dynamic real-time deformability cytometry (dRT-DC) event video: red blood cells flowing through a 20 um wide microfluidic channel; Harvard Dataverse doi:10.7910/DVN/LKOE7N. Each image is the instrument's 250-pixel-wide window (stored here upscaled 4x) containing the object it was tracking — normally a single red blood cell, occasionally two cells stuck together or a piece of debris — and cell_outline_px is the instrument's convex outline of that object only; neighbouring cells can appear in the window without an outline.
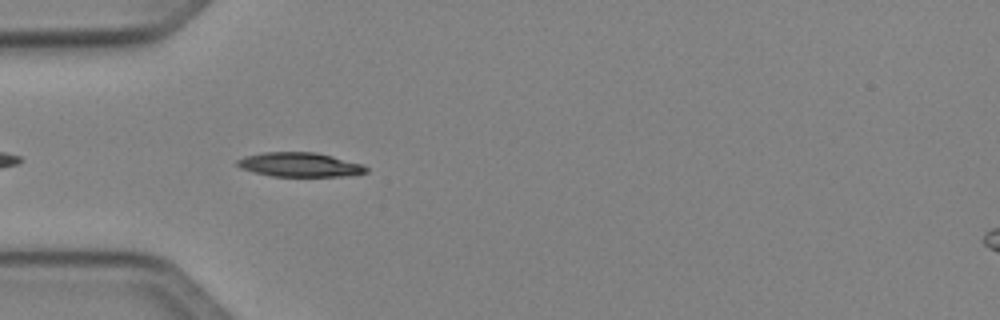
{"species": "Egyptian fruit bat (a non-hibernating species)", "species_latin": "Rousettus aegyptiacus", "temperature_condition": "cold", "stored_images_in_passage": 6, "segment_of_instrument_passage": [2, 2], "camera_frame_rate_fps": 3000, "um_per_image_px": 0.085, "animal": {"sex": "female"}, "frame": {"image": 1, "passage_image": 4, "time_ms": 3.333, "image_size_px": [1000, 320], "cell_outline_px": [[368, 172], [352, 176], [272, 176], [240, 168], [236, 164], [236, 160], [244, 156], [264, 152], [316, 152], [332, 156], [360, 164], [368, 168]], "centroid_in_image_um": [25.47, 14.0], "position_along_channel_um": 59.5, "area_um2": 18.15}}
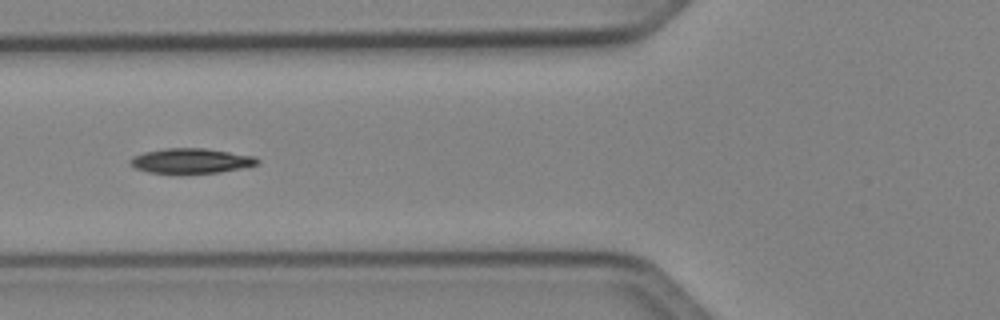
{"frame": {"image": 2, "passage_image": 5, "time_ms": 4.667, "image_size_px": [1000, 320], "cell_outline_px": [[260, 164], [248, 168], [220, 172], [180, 176], [148, 172], [136, 168], [128, 164], [128, 160], [132, 156], [144, 152], [168, 148], [204, 148], [252, 156], [260, 160]], "centroid_in_image_um": [16.22, 13.72], "position_along_channel_um": 109.6, "area_um2": 19.36}}
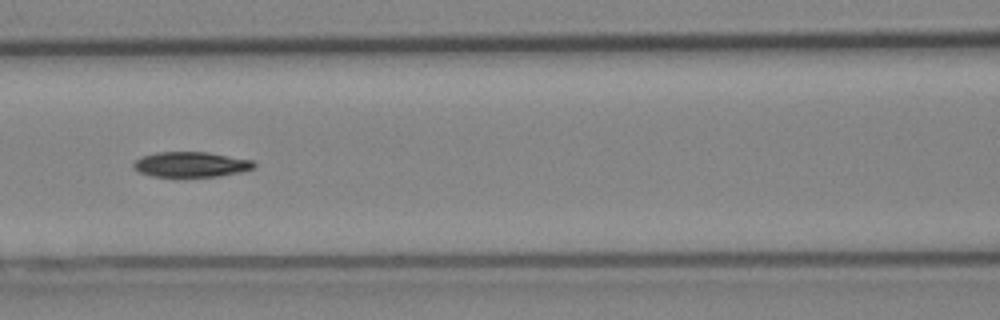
{"frame": {"image": 3, "passage_image": 6, "time_ms": 5.667, "image_size_px": [1000, 320], "cell_outline_px": [[256, 168], [240, 172], [220, 176], [152, 176], [140, 172], [132, 168], [132, 164], [140, 156], [156, 152], [208, 152], [252, 160], [256, 164]], "centroid_in_image_um": [16.23, 13.97], "position_along_channel_um": 150.4, "area_um2": 17.74}}